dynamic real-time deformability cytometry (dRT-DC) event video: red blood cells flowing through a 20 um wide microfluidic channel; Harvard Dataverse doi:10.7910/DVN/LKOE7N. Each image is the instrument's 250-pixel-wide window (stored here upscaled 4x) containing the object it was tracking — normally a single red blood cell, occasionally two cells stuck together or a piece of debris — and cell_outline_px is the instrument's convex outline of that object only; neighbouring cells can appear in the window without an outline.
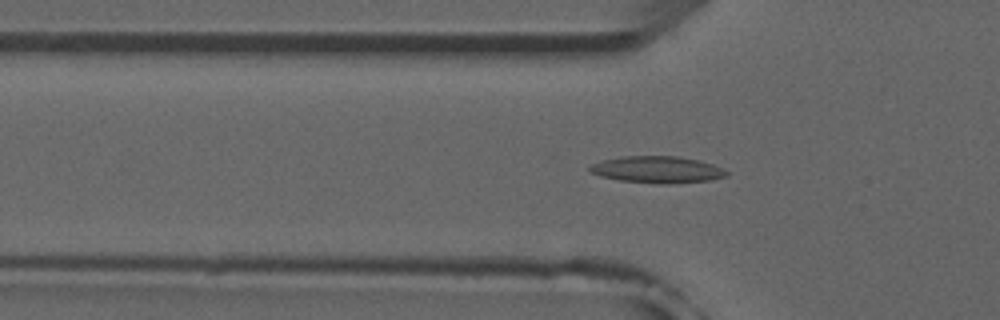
{"species": "common noctule bat (a hibernating species)", "species_latin": "Nyctalus noctula", "temperature_condition": "room temperature", "stored_images_in_passage": 48, "camera_frame_rate_fps": 3000, "um_per_image_px": 0.085, "animal": {"sex": "male", "forearm_length_mm": 52.5}, "frame": {"image": 1, "passage_image": 12, "time_ms": 3.667, "image_size_px": [1000, 320], "cell_outline_px": [[728, 176], [708, 180], [620, 180], [600, 176], [588, 172], [588, 168], [592, 164], [604, 160], [620, 156], [676, 156], [696, 160], [712, 164], [728, 172]], "centroid_in_image_um": [55.77, 14.35], "position_along_channel_um": 70.0, "area_um2": 19.77}}
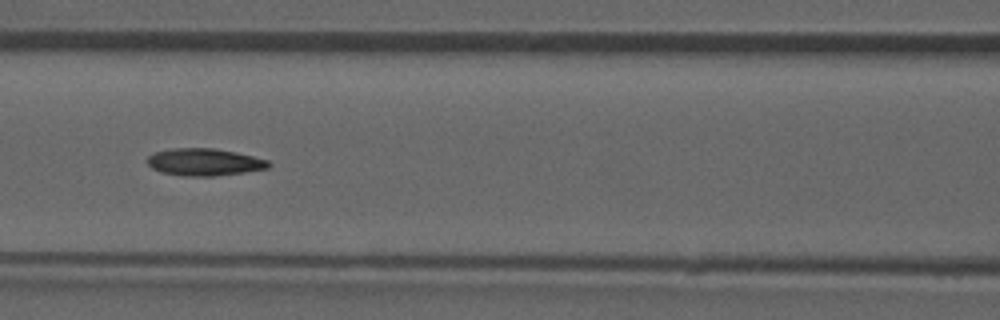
{"frame": {"image": 2, "passage_image": 18, "time_ms": 5.667, "image_size_px": [1000, 320], "cell_outline_px": [[272, 164], [268, 168], [244, 172], [212, 176], [184, 176], [160, 172], [152, 168], [148, 164], [148, 156], [156, 152], [172, 148], [212, 148], [236, 152], [268, 160]], "centroid_in_image_um": [17.37, 13.78], "position_along_channel_um": 149.2, "area_um2": 19.13}}
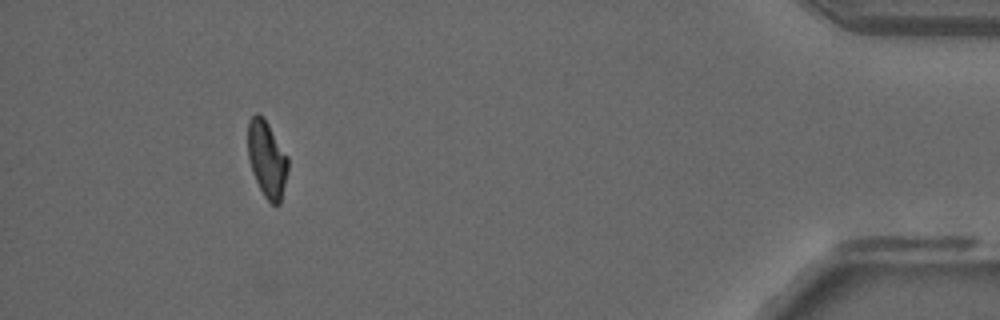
{"frame": {"image": 3, "passage_image": 43, "time_ms": 14.0, "image_size_px": [1000, 320], "cell_outline_px": [[288, 168], [280, 204], [272, 204], [264, 196], [252, 172], [248, 156], [248, 120], [256, 112], [264, 116], [288, 156]], "centroid_in_image_um": [22.69, 13.48], "position_along_channel_um": 412.5, "area_um2": 17.92}, "authors_computed_cell_mechanics": {"area_um2": 18.9295, "velocity_mm_per_s": 3.9351, "shape_relaxation_time_tau1_ms": null, "shape_relaxation_time_tau2_ms": 5.4053, "deformation_change_tau1": null, "deformation_change_tau2": 0.1234}}